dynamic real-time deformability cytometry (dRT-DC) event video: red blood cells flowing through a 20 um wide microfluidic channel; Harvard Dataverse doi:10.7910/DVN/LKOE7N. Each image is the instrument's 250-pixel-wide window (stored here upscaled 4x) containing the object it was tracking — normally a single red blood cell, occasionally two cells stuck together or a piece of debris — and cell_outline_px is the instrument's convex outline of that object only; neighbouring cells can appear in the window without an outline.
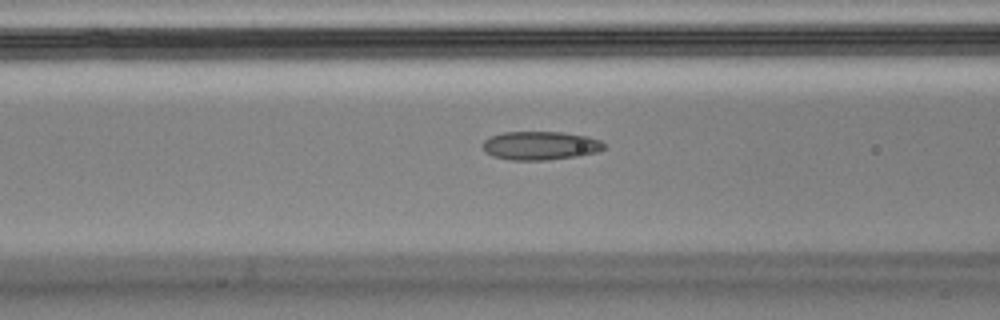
{"species": "Egyptian fruit bat (a non-hibernating species)", "species_latin": "Rousettus aegyptiacus", "temperature_condition": "cold", "stored_images_in_passage": 39, "camera_frame_rate_fps": 3000, "um_per_image_px": 0.085, "animal": {"sex": "male"}, "frame": {"image": 1, "passage_image": 5, "time_ms": 1.333, "image_size_px": [1000, 320], "cell_outline_px": [[604, 148], [600, 152], [576, 156], [548, 160], [508, 160], [492, 156], [484, 152], [484, 140], [492, 136], [504, 132], [564, 132], [588, 136], [600, 140], [604, 144]], "centroid_in_image_um": [45.94, 12.38], "position_along_channel_um": 120.7, "area_um2": 20.29}}
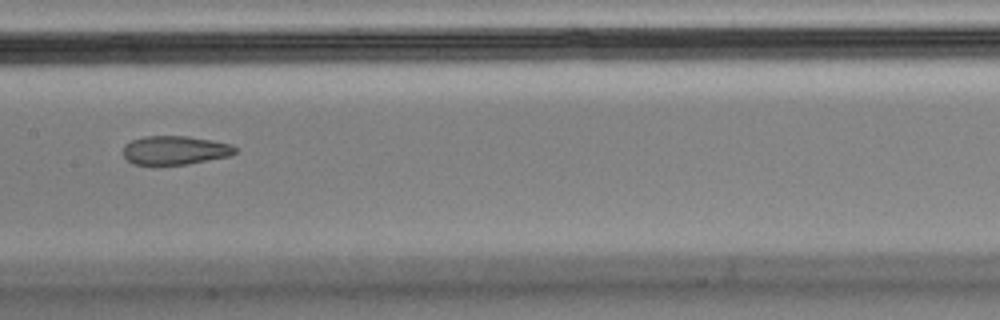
{"frame": {"image": 2, "passage_image": 11, "time_ms": 3.333, "image_size_px": [1000, 320], "cell_outline_px": [[236, 152], [228, 156], [188, 164], [132, 164], [124, 156], [124, 144], [132, 140], [144, 136], [188, 136], [212, 140], [232, 144], [236, 148]], "centroid_in_image_um": [14.87, 12.76], "position_along_channel_um": 192.5, "area_um2": 18.67}}
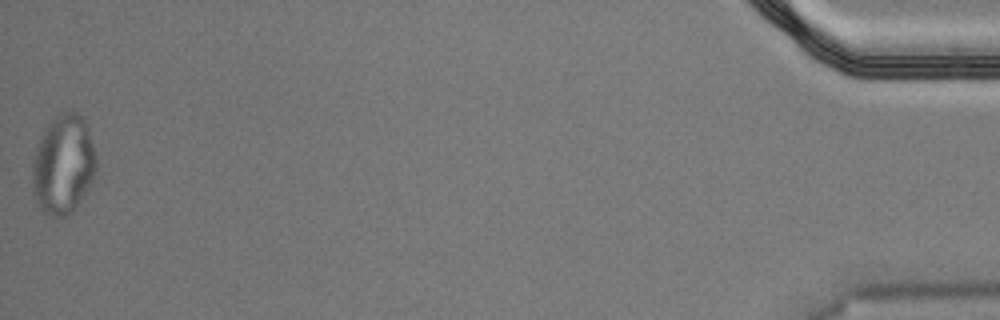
{"frame": {"image": 3, "passage_image": 39, "time_ms": 12.667, "image_size_px": [1000, 320], "cell_outline_px": [[96, 172], [92, 180], [80, 200], [72, 212], [68, 216], [52, 216], [44, 212], [36, 200], [32, 192], [32, 160], [40, 136], [44, 128], [60, 112], [72, 108], [84, 116], [88, 128], [96, 156]], "centroid_in_image_um": [5.37, 13.92], "position_along_channel_um": 429.8, "area_um2": 37.34}}